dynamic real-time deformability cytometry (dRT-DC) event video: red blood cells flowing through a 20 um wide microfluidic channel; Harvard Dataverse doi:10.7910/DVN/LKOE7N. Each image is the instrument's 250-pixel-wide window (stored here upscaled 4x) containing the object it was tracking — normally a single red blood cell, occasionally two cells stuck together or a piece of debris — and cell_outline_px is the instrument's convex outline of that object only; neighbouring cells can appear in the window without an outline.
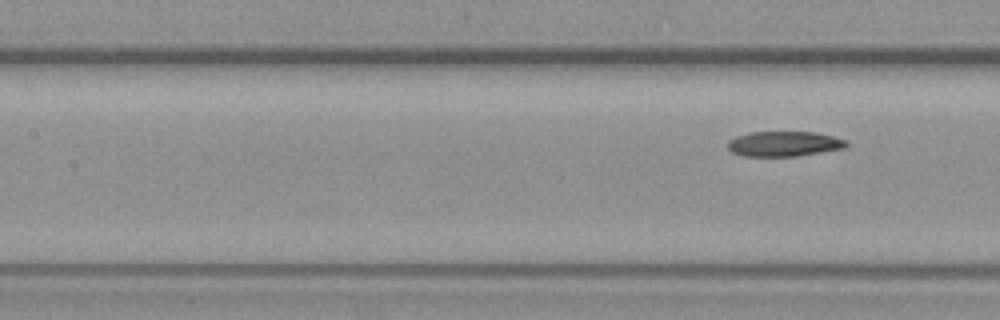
{"species": "common noctule bat (a hibernating species)", "species_latin": "Nyctalus noctula", "temperature_condition": "warm", "stored_images_in_passage": 8, "camera_frame_rate_fps": 3000, "um_per_image_px": 0.085, "animal": {"sex": "female", "body_mass_g": 19.3, "forearm_length_mm": 54.1}, "frame": {"image": 1, "passage_image": 8, "time_ms": 10.667, "image_size_px": [1000, 320], "cell_outline_px": [[848, 144], [844, 148], [796, 156], [744, 156], [732, 152], [728, 148], [728, 140], [736, 136], [752, 132], [816, 132], [848, 140]], "centroid_in_image_um": [66.64, 12.22], "position_along_channel_um": 140.8, "area_um2": 17.28}}